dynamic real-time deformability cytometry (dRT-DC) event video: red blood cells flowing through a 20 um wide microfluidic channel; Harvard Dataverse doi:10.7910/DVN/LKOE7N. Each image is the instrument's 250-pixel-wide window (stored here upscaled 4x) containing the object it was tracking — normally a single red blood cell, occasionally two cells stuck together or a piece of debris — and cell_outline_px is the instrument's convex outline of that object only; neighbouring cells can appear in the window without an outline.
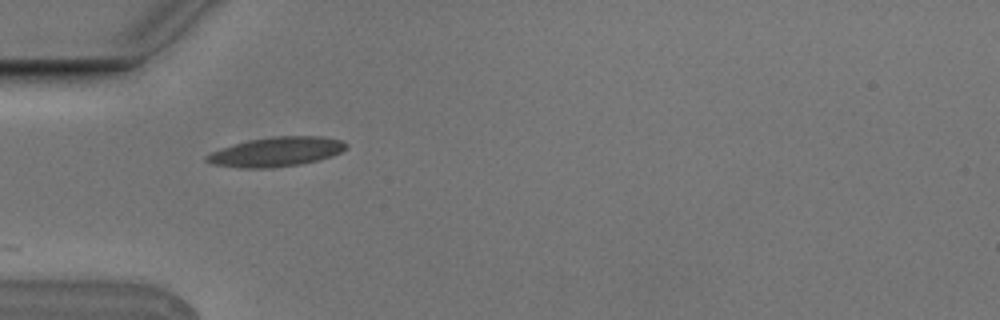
{"species": "Egyptian fruit bat (a non-hibernating species)", "species_latin": "Rousettus aegyptiacus", "temperature_condition": "cold", "stored_images_in_passage": 11, "camera_frame_rate_fps": 3000, "um_per_image_px": 0.085, "animal": {"sex": "male"}, "frame": {"image": 1, "passage_image": 4, "time_ms": 1.0, "image_size_px": [1000, 320], "cell_outline_px": [[348, 144], [340, 152], [332, 156], [304, 164], [272, 168], [240, 168], [212, 164], [204, 160], [204, 156], [220, 148], [248, 140], [272, 136], [320, 136], [340, 140]], "centroid_in_image_um": [23.45, 12.91], "position_along_channel_um": 61.6, "area_um2": 24.04}}
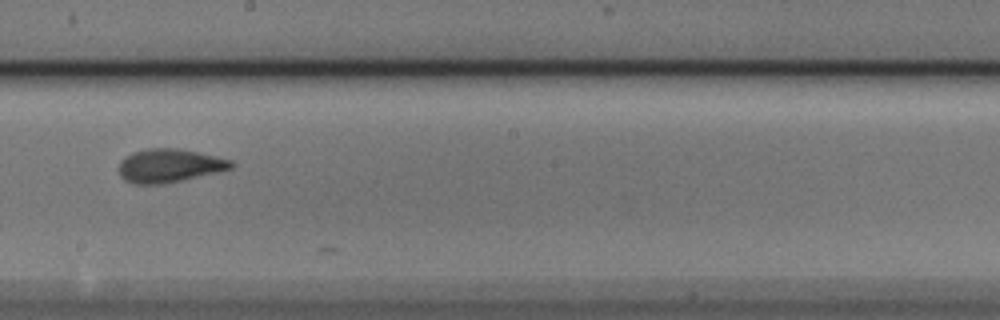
{"frame": {"image": 2, "passage_image": 8, "time_ms": 2.333, "image_size_px": [1000, 320], "cell_outline_px": [[236, 164], [232, 168], [184, 180], [164, 184], [132, 184], [124, 180], [120, 176], [120, 160], [132, 152], [148, 148], [180, 148], [232, 160]], "centroid_in_image_um": [14.38, 14.08], "position_along_channel_um": 233.8, "area_um2": 22.02}}
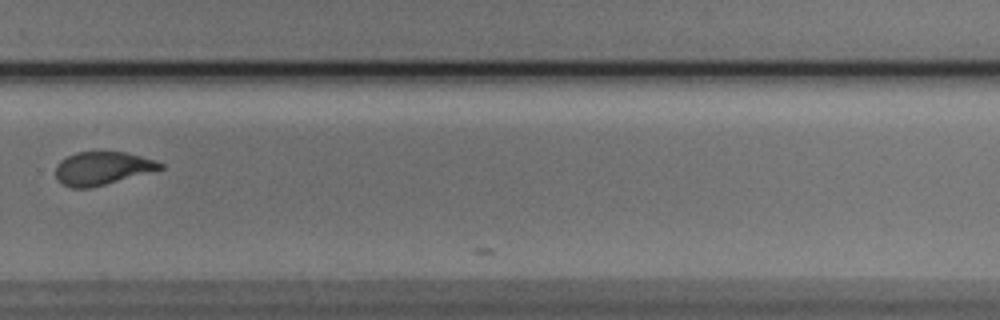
{"frame": {"image": 3, "passage_image": 10, "time_ms": 3.0, "image_size_px": [1000, 320], "cell_outline_px": [[164, 168], [104, 184], [88, 188], [72, 188], [60, 184], [56, 180], [56, 164], [60, 160], [76, 152], [128, 152], [164, 164]], "centroid_in_image_um": [8.63, 14.3], "position_along_channel_um": 321.2, "area_um2": 20.0}}